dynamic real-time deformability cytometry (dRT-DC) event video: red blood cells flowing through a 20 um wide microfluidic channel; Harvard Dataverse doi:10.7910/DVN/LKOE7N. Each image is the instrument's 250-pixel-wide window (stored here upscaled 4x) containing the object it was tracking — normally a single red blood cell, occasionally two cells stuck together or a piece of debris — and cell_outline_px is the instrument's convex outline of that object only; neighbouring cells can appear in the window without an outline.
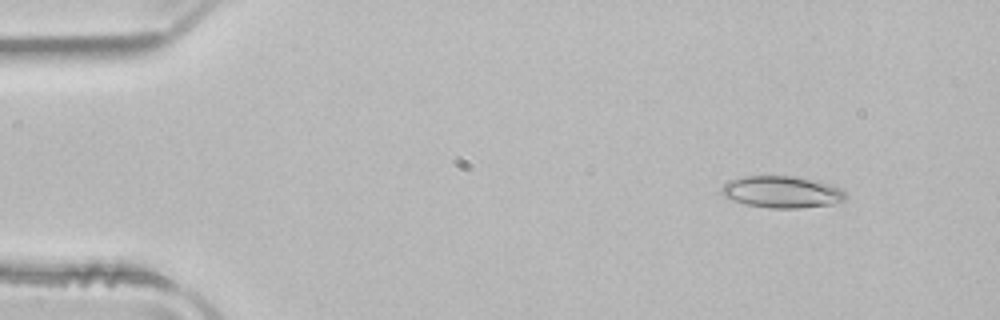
{"species": "common noctule bat (a hibernating species)", "species_latin": "Nyctalus noctula", "temperature_condition": "room temperature", "stored_images_in_passage": 52, "camera_frame_rate_fps": 3000, "um_per_image_px": 0.085, "animal": {"sex": "male", "body_mass_g": 21.5, "forearm_length_mm": 52.0}, "frame": {"image": 1, "passage_image": 6, "time_ms": 1.667, "image_size_px": [1000, 320], "cell_outline_px": [[848, 196], [844, 200], [832, 204], [800, 208], [768, 208], [744, 204], [732, 200], [724, 196], [720, 192], [720, 188], [724, 184], [732, 180], [744, 176], [796, 176], [820, 180], [840, 188]], "centroid_in_image_um": [66.47, 16.31], "position_along_channel_um": 18.5, "area_um2": 23.24}}
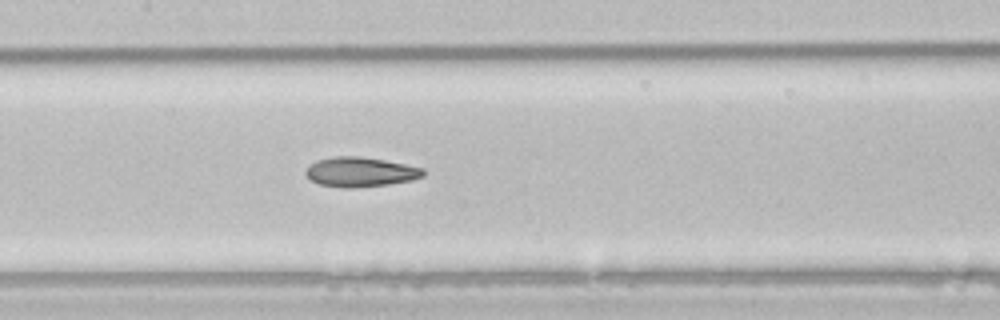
{"frame": {"image": 2, "passage_image": 25, "time_ms": 8.0, "image_size_px": [1000, 320], "cell_outline_px": [[424, 176], [412, 180], [388, 184], [356, 188], [344, 188], [320, 184], [312, 180], [304, 172], [316, 160], [336, 156], [360, 156], [384, 160], [424, 168]], "centroid_in_image_um": [30.65, 14.62], "position_along_channel_um": 176.7, "area_um2": 20.17}}
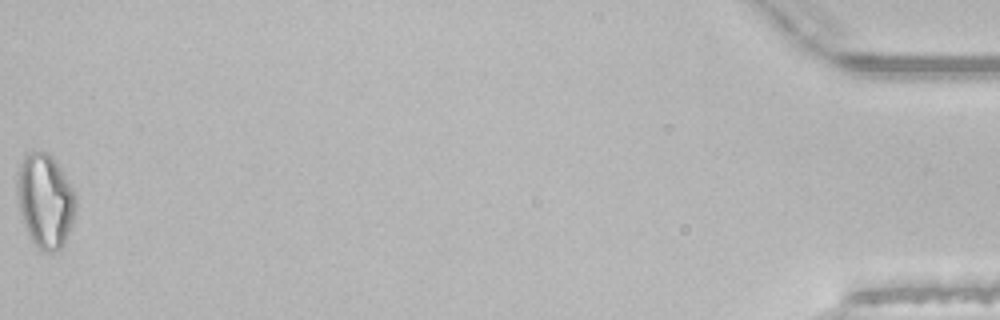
{"frame": {"image": 3, "passage_image": 52, "time_ms": 17.0, "image_size_px": [1000, 320], "cell_outline_px": [[76, 208], [64, 244], [60, 248], [52, 252], [44, 252], [32, 240], [24, 224], [20, 208], [16, 184], [16, 176], [20, 160], [32, 148], [48, 152], [52, 156], [76, 192]], "centroid_in_image_um": [3.83, 16.98], "position_along_channel_um": 431.4, "area_um2": 32.19}, "authors_computed_cell_mechanics": {"area_um2": 21.7617, "velocity_mm_per_s": 3.9669, "shape_relaxation_time_tau1_ms": null, "shape_relaxation_time_tau2_ms": 1.9743, "deformation_change_tau1": null, "deformation_change_tau2": 0.0949}}